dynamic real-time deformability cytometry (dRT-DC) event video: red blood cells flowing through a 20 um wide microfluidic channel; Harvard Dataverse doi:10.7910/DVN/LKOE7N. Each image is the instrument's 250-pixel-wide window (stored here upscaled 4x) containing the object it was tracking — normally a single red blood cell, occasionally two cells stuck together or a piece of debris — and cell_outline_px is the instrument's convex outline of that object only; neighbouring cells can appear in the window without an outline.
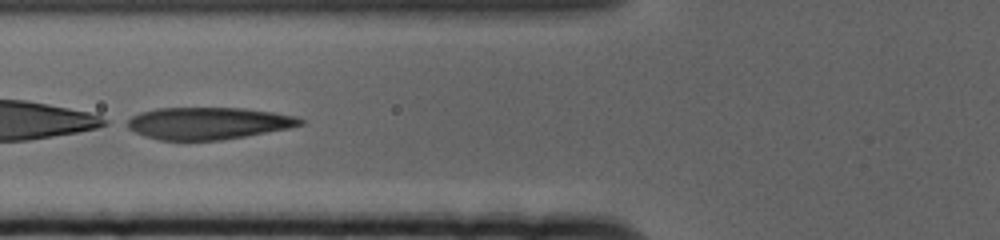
{"species": "human", "species_latin": "Homo sapiens", "temperature_condition": "cold", "stored_images_in_passage": 50, "camera_frame_rate_fps": 3000, "um_per_image_px": 0.085, "donor": {"sex": "female"}, "frame": {"image": 1, "passage_image": 13, "time_ms": 4.0, "image_size_px": [1000, 240], "cell_outline_px": [[304, 124], [288, 128], [244, 136], [220, 140], [160, 140], [144, 136], [120, 124], [124, 120], [140, 112], [156, 108], [244, 108], [272, 112], [296, 116], [304, 120]], "centroid_in_image_um": [17.61, 10.47], "position_along_channel_um": 108.2, "area_um2": 32.48}}
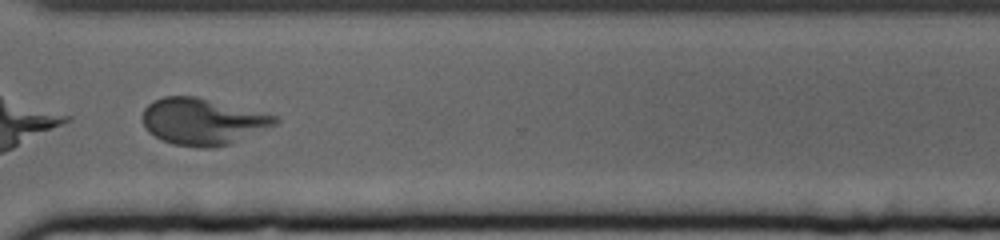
{"frame": {"image": 2, "passage_image": 35, "time_ms": 11.333, "image_size_px": [1000, 240], "cell_outline_px": [[280, 120], [276, 124], [228, 144], [212, 148], [200, 148], [172, 144], [148, 132], [144, 124], [144, 108], [152, 100], [164, 96], [196, 96], [280, 116]], "centroid_in_image_um": [17.23, 10.31], "position_along_channel_um": 353.4, "area_um2": 35.84}}
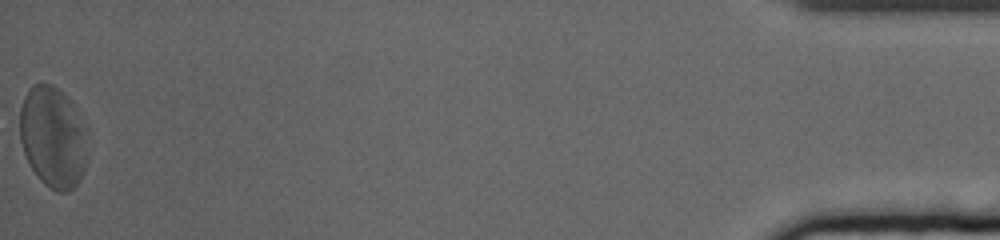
{"frame": {"image": 3, "passage_image": 50, "time_ms": 16.333, "image_size_px": [1000, 240], "cell_outline_px": [[92, 132], [88, 160], [76, 184], [68, 192], [56, 192], [44, 184], [40, 180], [28, 164], [20, 140], [16, 104], [28, 88], [32, 84], [52, 84], [72, 100]], "centroid_in_image_um": [4.53, 11.59], "position_along_channel_um": 430.7, "area_um2": 42.43}}